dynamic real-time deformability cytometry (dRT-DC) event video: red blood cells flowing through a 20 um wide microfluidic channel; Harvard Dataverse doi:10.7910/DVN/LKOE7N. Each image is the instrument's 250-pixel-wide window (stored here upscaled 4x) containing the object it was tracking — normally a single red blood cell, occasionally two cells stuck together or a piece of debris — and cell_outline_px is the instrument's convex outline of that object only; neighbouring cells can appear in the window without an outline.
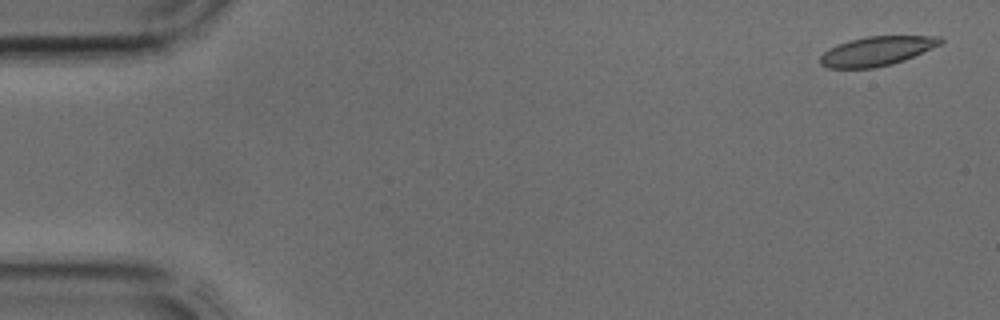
{"species": "common noctule bat (a hibernating species)", "species_latin": "Nyctalus noctula", "temperature_condition": "cold", "stored_images_in_passage": 3, "segment_of_instrument_passage": [2, 2], "camera_frame_rate_fps": 3000, "um_per_image_px": 0.085, "animal": {"sex": "male", "body_mass_g": 17.9, "forearm_length_mm": 54.2}, "frame": {"image": 1, "passage_image": 3, "time_ms": 0.667, "image_size_px": [1000, 320], "cell_outline_px": [[944, 40], [940, 44], [904, 60], [892, 64], [876, 68], [828, 68], [820, 64], [820, 56], [828, 48], [848, 40], [868, 36], [940, 36]], "centroid_in_image_um": [74.49, 4.34], "position_along_channel_um": 10.5, "area_um2": 20.46}}